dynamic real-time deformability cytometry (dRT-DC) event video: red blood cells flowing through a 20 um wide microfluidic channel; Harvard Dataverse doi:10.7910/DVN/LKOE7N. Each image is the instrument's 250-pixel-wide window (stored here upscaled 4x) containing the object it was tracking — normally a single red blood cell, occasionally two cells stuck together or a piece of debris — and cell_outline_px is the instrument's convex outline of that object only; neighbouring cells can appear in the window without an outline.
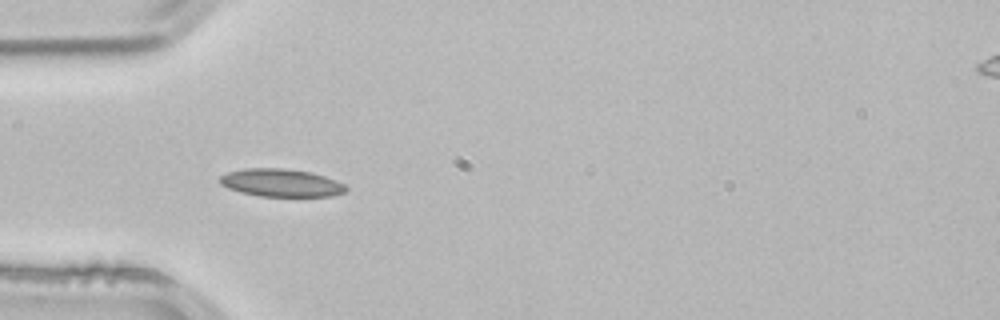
{"species": "common noctule bat (a hibernating species)", "species_latin": "Nyctalus noctula", "temperature_condition": "room temperature", "stored_images_in_passage": 2, "camera_frame_rate_fps": 3000, "um_per_image_px": 0.085, "animal": {"sex": "male", "body_mass_g": 21.5, "forearm_length_mm": 52.0}, "frame": {"image": 1, "passage_image": 2, "time_ms": 0.333, "image_size_px": [1000, 320], "cell_outline_px": [[348, 188], [344, 192], [332, 196], [260, 196], [240, 192], [228, 188], [220, 184], [220, 176], [228, 172], [244, 168], [284, 168], [312, 172], [336, 180], [344, 184]], "centroid_in_image_um": [23.89, 15.53], "position_along_channel_um": 61.1, "area_um2": 20.46}}